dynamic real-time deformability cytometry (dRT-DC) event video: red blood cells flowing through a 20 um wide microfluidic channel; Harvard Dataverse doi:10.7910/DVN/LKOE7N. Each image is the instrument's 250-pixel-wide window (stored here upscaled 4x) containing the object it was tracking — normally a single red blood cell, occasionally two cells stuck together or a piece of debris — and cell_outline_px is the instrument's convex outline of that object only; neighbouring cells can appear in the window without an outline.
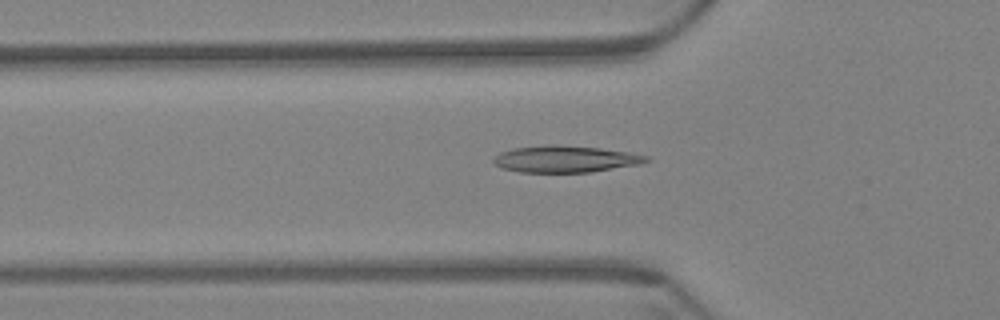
{"species": "Egyptian fruit bat (a non-hibernating species)", "species_latin": "Rousettus aegyptiacus", "temperature_condition": "warm", "stored_images_in_passage": 61, "camera_frame_rate_fps": 3000, "um_per_image_px": 0.085, "animal": {"sex": "female"}, "frame": {"image": 1, "passage_image": 21, "time_ms": 6.667, "image_size_px": [1000, 320], "cell_outline_px": [[652, 160], [640, 164], [588, 172], [520, 172], [504, 168], [496, 164], [492, 160], [500, 152], [512, 148], [552, 144], [556, 144], [600, 148], [628, 152], [648, 156]], "centroid_in_image_um": [48.07, 13.51], "position_along_channel_um": 77.7, "area_um2": 23.64}}
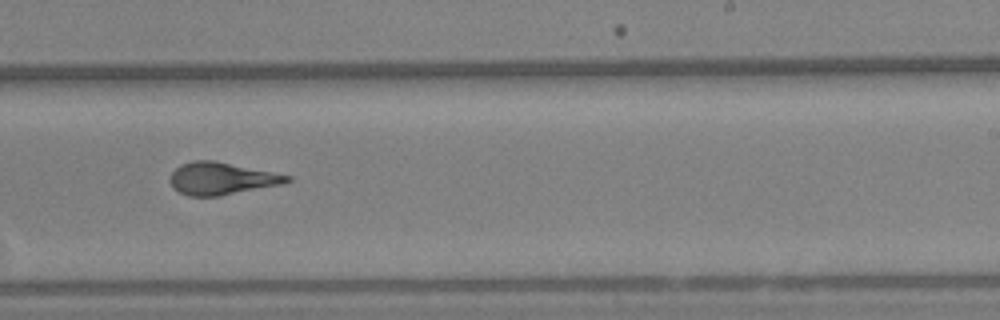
{"frame": {"image": 2, "passage_image": 38, "time_ms": 12.333, "image_size_px": [1000, 320], "cell_outline_px": [[292, 180], [284, 184], [220, 196], [188, 196], [172, 188], [168, 180], [172, 172], [180, 164], [192, 160], [216, 160], [292, 176]], "centroid_in_image_um": [18.82, 15.17], "position_along_channel_um": 270.2, "area_um2": 22.37}}
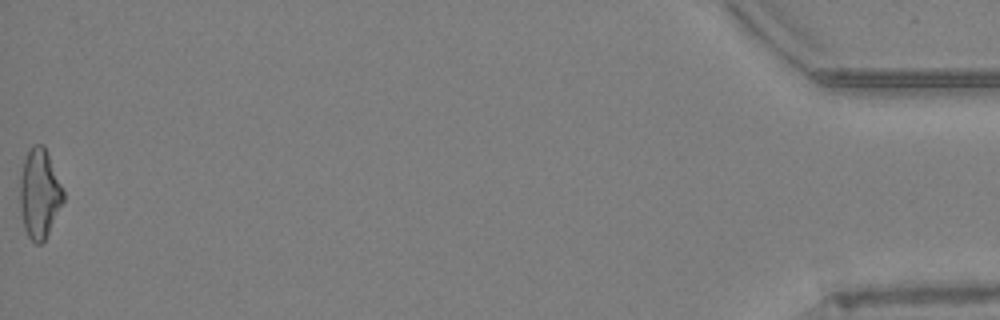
{"frame": {"image": 3, "passage_image": 61, "time_ms": 20.0, "image_size_px": [1000, 320], "cell_outline_px": [[64, 200], [44, 240], [40, 244], [36, 244], [28, 236], [24, 228], [20, 208], [20, 176], [24, 156], [32, 144], [44, 144], [64, 192]], "centroid_in_image_um": [3.33, 16.41], "position_along_channel_um": 431.9, "area_um2": 22.48}, "authors_computed_cell_mechanics": {"area_um2": 22.253, "velocity_mm_per_s": 3.4028, "shape_relaxation_time_tau1_ms": null, "shape_relaxation_time_tau2_ms": 1.4311, "deformation_change_tau1": null, "deformation_change_tau2": 0.0932}}